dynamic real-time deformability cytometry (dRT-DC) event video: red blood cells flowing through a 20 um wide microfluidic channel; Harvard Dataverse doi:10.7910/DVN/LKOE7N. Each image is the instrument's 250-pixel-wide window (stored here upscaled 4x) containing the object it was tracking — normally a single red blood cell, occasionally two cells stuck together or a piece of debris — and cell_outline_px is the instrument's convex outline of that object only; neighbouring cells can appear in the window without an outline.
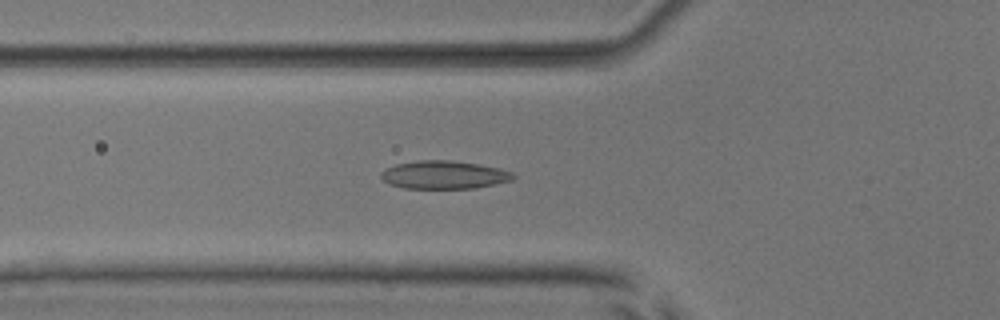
{"species": "common noctule bat (a hibernating species)", "species_latin": "Nyctalus noctula", "temperature_condition": "room temperature", "stored_images_in_passage": 49, "camera_frame_rate_fps": 3000, "um_per_image_px": 0.085, "animal": {"sex": "male", "body_mass_g": 17.9, "forearm_length_mm": 54.2}, "frame": {"image": 1, "passage_image": 15, "time_ms": 4.667, "image_size_px": [1000, 320], "cell_outline_px": [[516, 176], [512, 180], [476, 188], [404, 188], [392, 184], [384, 180], [380, 176], [380, 172], [384, 168], [396, 164], [420, 160], [448, 160], [480, 164], [512, 172]], "centroid_in_image_um": [37.73, 14.85], "position_along_channel_um": 88.1, "area_um2": 21.5}}
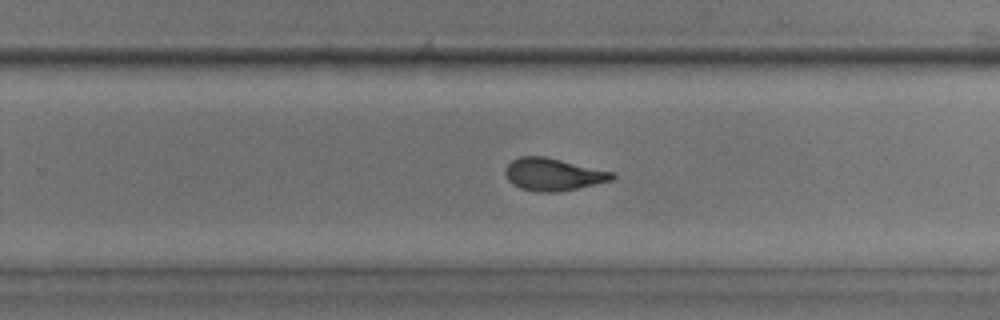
{"frame": {"image": 2, "passage_image": 30, "time_ms": 9.667, "image_size_px": [1000, 320], "cell_outline_px": [[616, 176], [612, 180], [576, 188], [556, 192], [536, 192], [520, 188], [512, 184], [508, 180], [504, 172], [504, 168], [512, 160], [520, 156], [544, 156], [616, 172]], "centroid_in_image_um": [47.0, 14.82], "position_along_channel_um": 282.8, "area_um2": 20.29}}
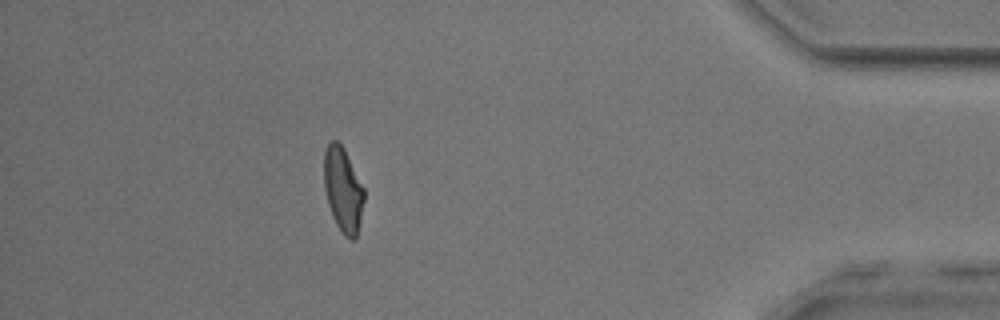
{"frame": {"image": 3, "passage_image": 43, "time_ms": 14.0, "image_size_px": [1000, 320], "cell_outline_px": [[364, 200], [356, 240], [352, 240], [344, 236], [336, 224], [332, 216], [328, 204], [324, 188], [324, 152], [328, 144], [332, 140], [336, 140], [344, 148], [364, 188]], "centroid_in_image_um": [29.15, 16.14], "position_along_channel_um": 406.0, "area_um2": 19.77}, "authors_computed_cell_mechanics": {"area_um2": 20.5768, "velocity_mm_per_s": 3.8948, "shape_relaxation_time_tau1_ms": 6.976, "shape_relaxation_time_tau2_ms": 1.2215, "deformation_change_tau1": 0.1917, "deformation_change_tau2": 0.0722}}